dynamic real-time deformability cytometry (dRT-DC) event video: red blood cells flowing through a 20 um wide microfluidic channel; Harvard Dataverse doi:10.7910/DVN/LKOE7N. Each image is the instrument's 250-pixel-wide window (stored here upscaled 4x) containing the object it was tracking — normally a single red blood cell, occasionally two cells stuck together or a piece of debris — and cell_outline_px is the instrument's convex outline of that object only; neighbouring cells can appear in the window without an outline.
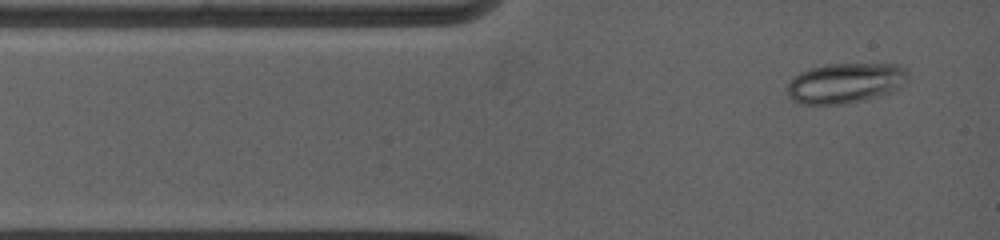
{"species": "common noctule bat (a hibernating species)", "species_latin": "Nyctalus noctula", "temperature_condition": "warm", "stored_images_in_passage": 3, "camera_frame_rate_fps": 5000, "um_per_image_px": 0.085, "animal": {"sex": "female", "body_mass_g": 19.0, "forearm_length_mm": 53.3}, "frame": {"image": 1, "passage_image": 1, "time_ms": 0.0, "image_size_px": [1000, 240], "cell_outline_px": [[908, 76], [888, 88], [864, 96], [848, 100], [828, 104], [808, 104], [792, 100], [788, 96], [788, 84], [800, 72], [812, 68], [828, 64], [900, 64], [908, 68]], "centroid_in_image_um": [71.7, 6.98], "position_along_channel_um": 13.3, "area_um2": 25.95}}